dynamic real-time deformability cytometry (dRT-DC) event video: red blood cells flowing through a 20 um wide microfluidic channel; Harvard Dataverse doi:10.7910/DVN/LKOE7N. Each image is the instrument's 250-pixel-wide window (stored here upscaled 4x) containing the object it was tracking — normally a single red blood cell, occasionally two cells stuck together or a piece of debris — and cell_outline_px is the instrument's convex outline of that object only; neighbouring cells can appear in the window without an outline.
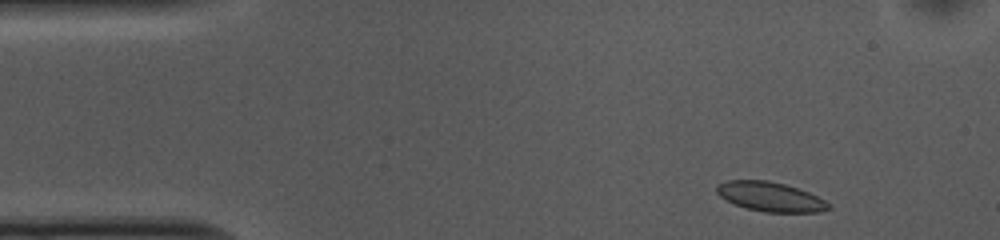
{"species": "common noctule bat (a hibernating species)", "species_latin": "Nyctalus noctula", "temperature_condition": "cold", "stored_images_in_passage": 49, "camera_frame_rate_fps": 3000, "um_per_image_px": 0.085, "animal": {"sex": "female", "body_mass_g": 10.0, "forearm_length_mm": 53.1}, "frame": {"image": 1, "passage_image": 2, "time_ms": 0.333, "image_size_px": [1000, 240], "cell_outline_px": [[832, 208], [820, 212], [764, 212], [748, 208], [736, 204], [720, 196], [716, 192], [716, 184], [728, 180], [768, 180], [784, 184], [808, 192], [824, 200]], "centroid_in_image_um": [65.46, 16.71], "position_along_channel_um": 19.5, "area_um2": 18.96}}
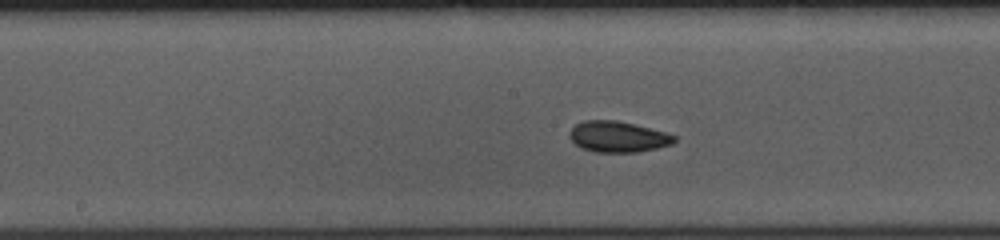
{"frame": {"image": 2, "passage_image": 22, "time_ms": 7.0, "image_size_px": [1000, 240], "cell_outline_px": [[676, 140], [672, 144], [656, 148], [636, 152], [596, 152], [580, 148], [568, 136], [568, 132], [576, 124], [584, 120], [616, 120], [664, 132], [676, 136]], "centroid_in_image_um": [52.48, 11.62], "position_along_channel_um": 195.7, "area_um2": 18.73}}
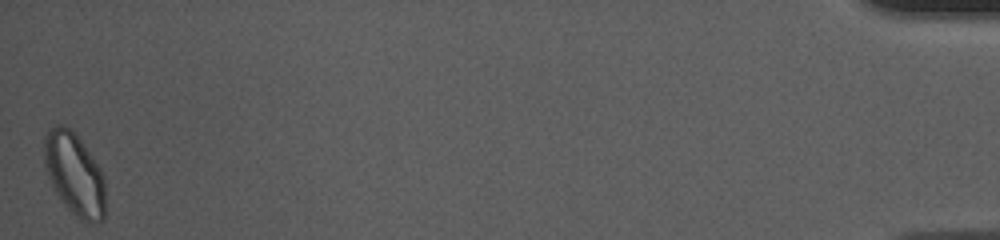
{"frame": {"image": 3, "passage_image": 49, "time_ms": 16.0, "image_size_px": [1000, 240], "cell_outline_px": [[104, 220], [92, 224], [88, 224], [68, 208], [56, 192], [48, 176], [44, 164], [44, 136], [48, 128], [56, 124], [64, 124], [80, 140], [100, 168], [104, 176]], "centroid_in_image_um": [6.32, 14.78], "position_along_channel_um": 428.9, "area_um2": 29.07}, "authors_computed_cell_mechanics": {"area_um2": 18.9584, "velocity_mm_per_s": 3.6885, "shape_relaxation_time_tau1_ms": 7.4709, "shape_relaxation_time_tau2_ms": 2.4245, "deformation_change_tau1": 0.1073, "deformation_change_tau2": 0.0607}}